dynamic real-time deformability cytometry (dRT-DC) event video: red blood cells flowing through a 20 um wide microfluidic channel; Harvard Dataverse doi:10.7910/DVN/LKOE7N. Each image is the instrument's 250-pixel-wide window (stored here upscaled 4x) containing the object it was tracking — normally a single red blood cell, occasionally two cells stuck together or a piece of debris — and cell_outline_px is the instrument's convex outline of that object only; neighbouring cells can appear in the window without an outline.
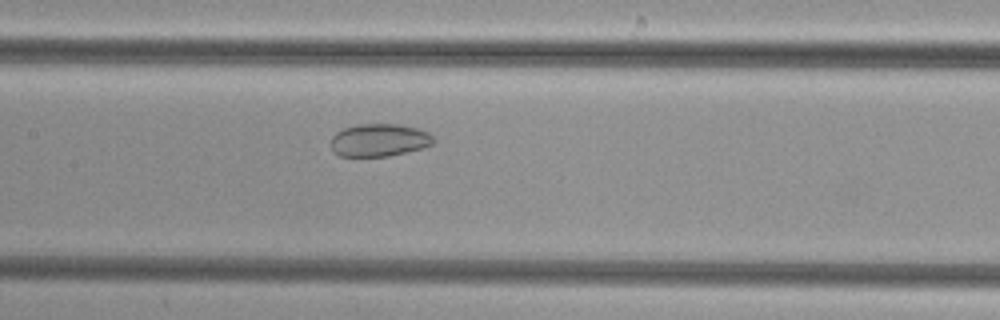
{"species": "common noctule bat (a hibernating species)", "species_latin": "Nyctalus noctula", "temperature_condition": "cold", "stored_images_in_passage": 42, "camera_frame_rate_fps": 3000, "um_per_image_px": 0.085, "animal": {"sex": "female", "body_mass_g": 29.2, "forearm_length_mm": 56.3}, "frame": {"image": 1, "passage_image": 16, "time_ms": 5.0, "image_size_px": [1000, 320], "cell_outline_px": [[436, 140], [432, 144], [424, 148], [388, 156], [340, 156], [332, 152], [332, 136], [336, 132], [344, 128], [356, 124], [400, 124], [416, 128], [428, 132]], "centroid_in_image_um": [32.24, 11.91], "position_along_channel_um": 175.2, "area_um2": 19.65}}
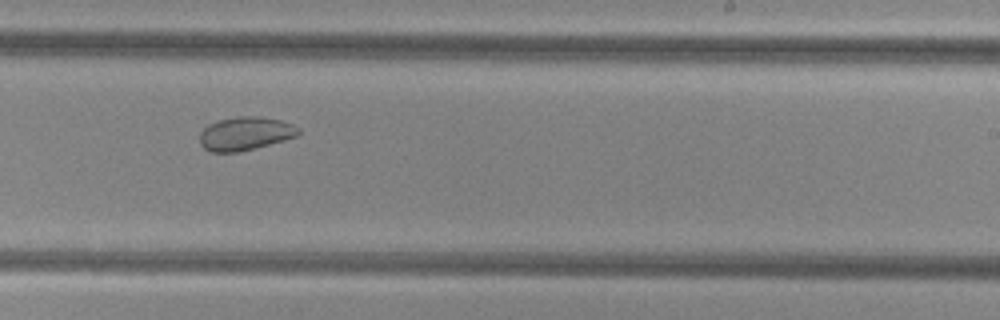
{"frame": {"image": 2, "passage_image": 23, "time_ms": 7.333, "image_size_px": [1000, 320], "cell_outline_px": [[300, 132], [296, 136], [284, 140], [240, 152], [212, 152], [204, 148], [200, 144], [200, 132], [208, 124], [220, 120], [236, 116], [252, 116], [280, 120], [292, 124], [300, 128]], "centroid_in_image_um": [20.83, 11.36], "position_along_channel_um": 268.2, "area_um2": 19.13}}
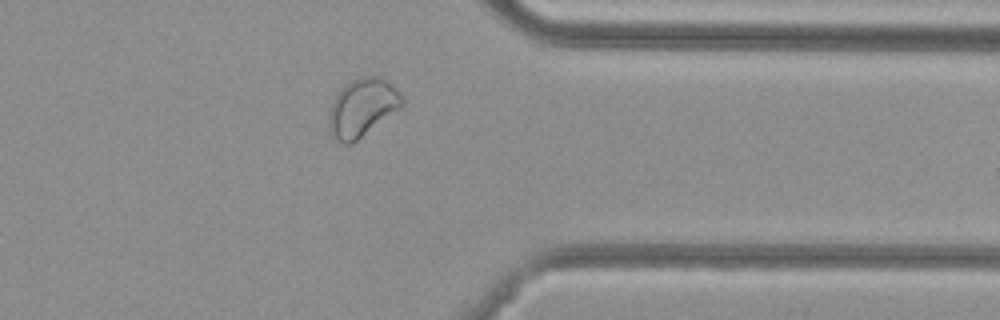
{"frame": {"image": 3, "passage_image": 32, "time_ms": 10.333, "image_size_px": [1000, 320], "cell_outline_px": [[404, 104], [400, 108], [352, 144], [344, 144], [336, 140], [328, 132], [328, 120], [332, 100], [344, 84], [360, 76], [376, 76], [388, 80], [404, 96]], "centroid_in_image_um": [30.78, 9.14], "position_along_channel_um": 380.6, "area_um2": 25.03}}